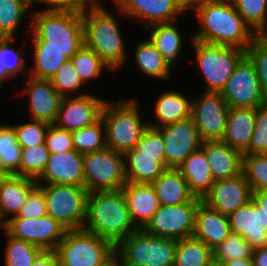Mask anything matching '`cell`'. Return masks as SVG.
I'll list each match as a JSON object with an SVG mask.
<instances>
[{"label":"cell","mask_w":267,"mask_h":266,"mask_svg":"<svg viewBox=\"0 0 267 266\" xmlns=\"http://www.w3.org/2000/svg\"><path fill=\"white\" fill-rule=\"evenodd\" d=\"M83 229L115 246L137 230L121 189L88 193Z\"/></svg>","instance_id":"obj_2"},{"label":"cell","mask_w":267,"mask_h":266,"mask_svg":"<svg viewBox=\"0 0 267 266\" xmlns=\"http://www.w3.org/2000/svg\"><path fill=\"white\" fill-rule=\"evenodd\" d=\"M1 230L8 238L3 247L5 248L3 254L5 266H31L35 258L43 251L42 248L32 243L13 238L3 228Z\"/></svg>","instance_id":"obj_39"},{"label":"cell","mask_w":267,"mask_h":266,"mask_svg":"<svg viewBox=\"0 0 267 266\" xmlns=\"http://www.w3.org/2000/svg\"><path fill=\"white\" fill-rule=\"evenodd\" d=\"M242 173L253 193L267 191V155L243 154Z\"/></svg>","instance_id":"obj_41"},{"label":"cell","mask_w":267,"mask_h":266,"mask_svg":"<svg viewBox=\"0 0 267 266\" xmlns=\"http://www.w3.org/2000/svg\"><path fill=\"white\" fill-rule=\"evenodd\" d=\"M102 99L91 92L81 96L63 97L54 124L73 132L97 122L107 101Z\"/></svg>","instance_id":"obj_17"},{"label":"cell","mask_w":267,"mask_h":266,"mask_svg":"<svg viewBox=\"0 0 267 266\" xmlns=\"http://www.w3.org/2000/svg\"><path fill=\"white\" fill-rule=\"evenodd\" d=\"M29 33L33 32L39 39L45 41V47H53L71 57L84 44V29L82 14L60 11H33Z\"/></svg>","instance_id":"obj_4"},{"label":"cell","mask_w":267,"mask_h":266,"mask_svg":"<svg viewBox=\"0 0 267 266\" xmlns=\"http://www.w3.org/2000/svg\"><path fill=\"white\" fill-rule=\"evenodd\" d=\"M152 185L160 205L173 206L189 201H202L190 191L186 180L177 168L166 169Z\"/></svg>","instance_id":"obj_28"},{"label":"cell","mask_w":267,"mask_h":266,"mask_svg":"<svg viewBox=\"0 0 267 266\" xmlns=\"http://www.w3.org/2000/svg\"><path fill=\"white\" fill-rule=\"evenodd\" d=\"M71 134L74 150L78 153L86 154L107 147L105 126L102 117L97 122L83 129L73 131Z\"/></svg>","instance_id":"obj_38"},{"label":"cell","mask_w":267,"mask_h":266,"mask_svg":"<svg viewBox=\"0 0 267 266\" xmlns=\"http://www.w3.org/2000/svg\"><path fill=\"white\" fill-rule=\"evenodd\" d=\"M8 176L9 174L2 167H0V186Z\"/></svg>","instance_id":"obj_59"},{"label":"cell","mask_w":267,"mask_h":266,"mask_svg":"<svg viewBox=\"0 0 267 266\" xmlns=\"http://www.w3.org/2000/svg\"><path fill=\"white\" fill-rule=\"evenodd\" d=\"M258 35H260V36H267V25H266V27Z\"/></svg>","instance_id":"obj_60"},{"label":"cell","mask_w":267,"mask_h":266,"mask_svg":"<svg viewBox=\"0 0 267 266\" xmlns=\"http://www.w3.org/2000/svg\"><path fill=\"white\" fill-rule=\"evenodd\" d=\"M181 7L189 13L197 4L200 0H176Z\"/></svg>","instance_id":"obj_58"},{"label":"cell","mask_w":267,"mask_h":266,"mask_svg":"<svg viewBox=\"0 0 267 266\" xmlns=\"http://www.w3.org/2000/svg\"><path fill=\"white\" fill-rule=\"evenodd\" d=\"M253 249L245 239L238 234L230 235L214 250V264L237 259H251Z\"/></svg>","instance_id":"obj_43"},{"label":"cell","mask_w":267,"mask_h":266,"mask_svg":"<svg viewBox=\"0 0 267 266\" xmlns=\"http://www.w3.org/2000/svg\"><path fill=\"white\" fill-rule=\"evenodd\" d=\"M37 185L36 180L18 175H9L3 181L0 186V224L2 226L17 215L26 203L29 193Z\"/></svg>","instance_id":"obj_26"},{"label":"cell","mask_w":267,"mask_h":266,"mask_svg":"<svg viewBox=\"0 0 267 266\" xmlns=\"http://www.w3.org/2000/svg\"><path fill=\"white\" fill-rule=\"evenodd\" d=\"M3 229L13 238L43 250H55L67 230L48 214L38 219L10 218Z\"/></svg>","instance_id":"obj_14"},{"label":"cell","mask_w":267,"mask_h":266,"mask_svg":"<svg viewBox=\"0 0 267 266\" xmlns=\"http://www.w3.org/2000/svg\"><path fill=\"white\" fill-rule=\"evenodd\" d=\"M58 266H113L116 246L85 229L66 230L55 249Z\"/></svg>","instance_id":"obj_6"},{"label":"cell","mask_w":267,"mask_h":266,"mask_svg":"<svg viewBox=\"0 0 267 266\" xmlns=\"http://www.w3.org/2000/svg\"><path fill=\"white\" fill-rule=\"evenodd\" d=\"M49 155L46 144L22 148L19 170L14 175L37 180L46 167Z\"/></svg>","instance_id":"obj_40"},{"label":"cell","mask_w":267,"mask_h":266,"mask_svg":"<svg viewBox=\"0 0 267 266\" xmlns=\"http://www.w3.org/2000/svg\"><path fill=\"white\" fill-rule=\"evenodd\" d=\"M30 9L45 4L42 11L75 12L82 14L94 0H28Z\"/></svg>","instance_id":"obj_52"},{"label":"cell","mask_w":267,"mask_h":266,"mask_svg":"<svg viewBox=\"0 0 267 266\" xmlns=\"http://www.w3.org/2000/svg\"><path fill=\"white\" fill-rule=\"evenodd\" d=\"M220 94L229 107L256 108L267 103L256 67L247 54L239 61Z\"/></svg>","instance_id":"obj_11"},{"label":"cell","mask_w":267,"mask_h":266,"mask_svg":"<svg viewBox=\"0 0 267 266\" xmlns=\"http://www.w3.org/2000/svg\"><path fill=\"white\" fill-rule=\"evenodd\" d=\"M124 158L127 182L152 184L166 170L165 157L138 156V151L133 149Z\"/></svg>","instance_id":"obj_30"},{"label":"cell","mask_w":267,"mask_h":266,"mask_svg":"<svg viewBox=\"0 0 267 266\" xmlns=\"http://www.w3.org/2000/svg\"><path fill=\"white\" fill-rule=\"evenodd\" d=\"M255 109L229 107L222 141L242 155L249 150L255 128Z\"/></svg>","instance_id":"obj_25"},{"label":"cell","mask_w":267,"mask_h":266,"mask_svg":"<svg viewBox=\"0 0 267 266\" xmlns=\"http://www.w3.org/2000/svg\"><path fill=\"white\" fill-rule=\"evenodd\" d=\"M216 266H253L252 259H237L229 262H223L220 264H214Z\"/></svg>","instance_id":"obj_57"},{"label":"cell","mask_w":267,"mask_h":266,"mask_svg":"<svg viewBox=\"0 0 267 266\" xmlns=\"http://www.w3.org/2000/svg\"><path fill=\"white\" fill-rule=\"evenodd\" d=\"M252 188L243 173L215 181L202 201L223 215L229 216L252 199Z\"/></svg>","instance_id":"obj_19"},{"label":"cell","mask_w":267,"mask_h":266,"mask_svg":"<svg viewBox=\"0 0 267 266\" xmlns=\"http://www.w3.org/2000/svg\"><path fill=\"white\" fill-rule=\"evenodd\" d=\"M195 61L205 79L204 92L220 93L239 61L246 55L240 48L201 42L191 38Z\"/></svg>","instance_id":"obj_8"},{"label":"cell","mask_w":267,"mask_h":266,"mask_svg":"<svg viewBox=\"0 0 267 266\" xmlns=\"http://www.w3.org/2000/svg\"><path fill=\"white\" fill-rule=\"evenodd\" d=\"M121 190L133 224L144 229L160 206L153 185L126 182Z\"/></svg>","instance_id":"obj_22"},{"label":"cell","mask_w":267,"mask_h":266,"mask_svg":"<svg viewBox=\"0 0 267 266\" xmlns=\"http://www.w3.org/2000/svg\"><path fill=\"white\" fill-rule=\"evenodd\" d=\"M200 149L209 163L214 181L242 173V154L222 140L203 141Z\"/></svg>","instance_id":"obj_24"},{"label":"cell","mask_w":267,"mask_h":266,"mask_svg":"<svg viewBox=\"0 0 267 266\" xmlns=\"http://www.w3.org/2000/svg\"><path fill=\"white\" fill-rule=\"evenodd\" d=\"M117 14L145 23L144 29L157 23L178 21L188 13L176 0H112Z\"/></svg>","instance_id":"obj_15"},{"label":"cell","mask_w":267,"mask_h":266,"mask_svg":"<svg viewBox=\"0 0 267 266\" xmlns=\"http://www.w3.org/2000/svg\"><path fill=\"white\" fill-rule=\"evenodd\" d=\"M31 36L33 65L29 66L28 75L40 79H51L59 67L69 59L63 51L45 47V41L39 39L33 32Z\"/></svg>","instance_id":"obj_33"},{"label":"cell","mask_w":267,"mask_h":266,"mask_svg":"<svg viewBox=\"0 0 267 266\" xmlns=\"http://www.w3.org/2000/svg\"><path fill=\"white\" fill-rule=\"evenodd\" d=\"M177 169L195 197L203 199L215 183L209 163L200 148L192 152Z\"/></svg>","instance_id":"obj_29"},{"label":"cell","mask_w":267,"mask_h":266,"mask_svg":"<svg viewBox=\"0 0 267 266\" xmlns=\"http://www.w3.org/2000/svg\"><path fill=\"white\" fill-rule=\"evenodd\" d=\"M202 93L191 100L193 123L202 141L222 140L229 106L220 93Z\"/></svg>","instance_id":"obj_12"},{"label":"cell","mask_w":267,"mask_h":266,"mask_svg":"<svg viewBox=\"0 0 267 266\" xmlns=\"http://www.w3.org/2000/svg\"><path fill=\"white\" fill-rule=\"evenodd\" d=\"M47 214L44 191L37 185L30 193L26 203L12 218L38 219Z\"/></svg>","instance_id":"obj_50"},{"label":"cell","mask_w":267,"mask_h":266,"mask_svg":"<svg viewBox=\"0 0 267 266\" xmlns=\"http://www.w3.org/2000/svg\"><path fill=\"white\" fill-rule=\"evenodd\" d=\"M22 148L13 125L0 124V167L9 175L19 170Z\"/></svg>","instance_id":"obj_35"},{"label":"cell","mask_w":267,"mask_h":266,"mask_svg":"<svg viewBox=\"0 0 267 266\" xmlns=\"http://www.w3.org/2000/svg\"><path fill=\"white\" fill-rule=\"evenodd\" d=\"M50 80L62 97L75 96V94L76 96L87 94L78 93L85 84L81 80L70 59L59 67L56 74Z\"/></svg>","instance_id":"obj_44"},{"label":"cell","mask_w":267,"mask_h":266,"mask_svg":"<svg viewBox=\"0 0 267 266\" xmlns=\"http://www.w3.org/2000/svg\"><path fill=\"white\" fill-rule=\"evenodd\" d=\"M45 144L50 153L74 150L71 132L49 124L45 135Z\"/></svg>","instance_id":"obj_51"},{"label":"cell","mask_w":267,"mask_h":266,"mask_svg":"<svg viewBox=\"0 0 267 266\" xmlns=\"http://www.w3.org/2000/svg\"><path fill=\"white\" fill-rule=\"evenodd\" d=\"M252 200L267 215V191L253 193Z\"/></svg>","instance_id":"obj_55"},{"label":"cell","mask_w":267,"mask_h":266,"mask_svg":"<svg viewBox=\"0 0 267 266\" xmlns=\"http://www.w3.org/2000/svg\"><path fill=\"white\" fill-rule=\"evenodd\" d=\"M251 259L253 266H267V246L254 249Z\"/></svg>","instance_id":"obj_54"},{"label":"cell","mask_w":267,"mask_h":266,"mask_svg":"<svg viewBox=\"0 0 267 266\" xmlns=\"http://www.w3.org/2000/svg\"><path fill=\"white\" fill-rule=\"evenodd\" d=\"M17 142L21 148L34 147L45 144V135L49 124L43 121L31 120L25 123L13 125Z\"/></svg>","instance_id":"obj_46"},{"label":"cell","mask_w":267,"mask_h":266,"mask_svg":"<svg viewBox=\"0 0 267 266\" xmlns=\"http://www.w3.org/2000/svg\"><path fill=\"white\" fill-rule=\"evenodd\" d=\"M178 21L157 23L147 27L149 39L173 68L183 51V36L175 23Z\"/></svg>","instance_id":"obj_32"},{"label":"cell","mask_w":267,"mask_h":266,"mask_svg":"<svg viewBox=\"0 0 267 266\" xmlns=\"http://www.w3.org/2000/svg\"><path fill=\"white\" fill-rule=\"evenodd\" d=\"M31 266H58V258L55 250H43L35 258Z\"/></svg>","instance_id":"obj_53"},{"label":"cell","mask_w":267,"mask_h":266,"mask_svg":"<svg viewBox=\"0 0 267 266\" xmlns=\"http://www.w3.org/2000/svg\"><path fill=\"white\" fill-rule=\"evenodd\" d=\"M46 199L47 214L67 230L82 229L86 220L88 191L75 185H38Z\"/></svg>","instance_id":"obj_10"},{"label":"cell","mask_w":267,"mask_h":266,"mask_svg":"<svg viewBox=\"0 0 267 266\" xmlns=\"http://www.w3.org/2000/svg\"><path fill=\"white\" fill-rule=\"evenodd\" d=\"M231 233L229 218L201 201L195 214L193 237L214 250Z\"/></svg>","instance_id":"obj_23"},{"label":"cell","mask_w":267,"mask_h":266,"mask_svg":"<svg viewBox=\"0 0 267 266\" xmlns=\"http://www.w3.org/2000/svg\"><path fill=\"white\" fill-rule=\"evenodd\" d=\"M84 44L92 49L113 71L124 67L126 45L114 14L94 0L82 13Z\"/></svg>","instance_id":"obj_3"},{"label":"cell","mask_w":267,"mask_h":266,"mask_svg":"<svg viewBox=\"0 0 267 266\" xmlns=\"http://www.w3.org/2000/svg\"><path fill=\"white\" fill-rule=\"evenodd\" d=\"M177 240L137 229L116 246L119 266H174Z\"/></svg>","instance_id":"obj_7"},{"label":"cell","mask_w":267,"mask_h":266,"mask_svg":"<svg viewBox=\"0 0 267 266\" xmlns=\"http://www.w3.org/2000/svg\"><path fill=\"white\" fill-rule=\"evenodd\" d=\"M188 14L198 18L201 26L192 38L201 42L247 51L256 35L230 0H200Z\"/></svg>","instance_id":"obj_1"},{"label":"cell","mask_w":267,"mask_h":266,"mask_svg":"<svg viewBox=\"0 0 267 266\" xmlns=\"http://www.w3.org/2000/svg\"><path fill=\"white\" fill-rule=\"evenodd\" d=\"M21 95L28 96L29 113L31 120L54 124L62 96L57 92L50 79H40L29 76Z\"/></svg>","instance_id":"obj_18"},{"label":"cell","mask_w":267,"mask_h":266,"mask_svg":"<svg viewBox=\"0 0 267 266\" xmlns=\"http://www.w3.org/2000/svg\"><path fill=\"white\" fill-rule=\"evenodd\" d=\"M191 100L179 91H163L155 101L153 112L156 118L148 120L149 127L158 129L190 118Z\"/></svg>","instance_id":"obj_27"},{"label":"cell","mask_w":267,"mask_h":266,"mask_svg":"<svg viewBox=\"0 0 267 266\" xmlns=\"http://www.w3.org/2000/svg\"><path fill=\"white\" fill-rule=\"evenodd\" d=\"M214 253L193 236L177 240L174 266H213Z\"/></svg>","instance_id":"obj_34"},{"label":"cell","mask_w":267,"mask_h":266,"mask_svg":"<svg viewBox=\"0 0 267 266\" xmlns=\"http://www.w3.org/2000/svg\"><path fill=\"white\" fill-rule=\"evenodd\" d=\"M84 84L102 76V72L113 70L85 44L70 59Z\"/></svg>","instance_id":"obj_37"},{"label":"cell","mask_w":267,"mask_h":266,"mask_svg":"<svg viewBox=\"0 0 267 266\" xmlns=\"http://www.w3.org/2000/svg\"><path fill=\"white\" fill-rule=\"evenodd\" d=\"M84 187L88 193L120 190L126 181L124 154L106 147L83 156Z\"/></svg>","instance_id":"obj_9"},{"label":"cell","mask_w":267,"mask_h":266,"mask_svg":"<svg viewBox=\"0 0 267 266\" xmlns=\"http://www.w3.org/2000/svg\"><path fill=\"white\" fill-rule=\"evenodd\" d=\"M134 149L138 151V156L165 157L163 136L151 127L144 132Z\"/></svg>","instance_id":"obj_49"},{"label":"cell","mask_w":267,"mask_h":266,"mask_svg":"<svg viewBox=\"0 0 267 266\" xmlns=\"http://www.w3.org/2000/svg\"><path fill=\"white\" fill-rule=\"evenodd\" d=\"M134 64L136 69L143 75L166 81L171 77L172 67L157 50L154 43L149 39L140 40L134 47Z\"/></svg>","instance_id":"obj_31"},{"label":"cell","mask_w":267,"mask_h":266,"mask_svg":"<svg viewBox=\"0 0 267 266\" xmlns=\"http://www.w3.org/2000/svg\"><path fill=\"white\" fill-rule=\"evenodd\" d=\"M15 42L14 37H2V61L3 68H6L7 73L12 77H16L19 73L26 72L29 67L25 61V46H27L26 40L22 42L23 49H14L12 43ZM22 71V72H21Z\"/></svg>","instance_id":"obj_45"},{"label":"cell","mask_w":267,"mask_h":266,"mask_svg":"<svg viewBox=\"0 0 267 266\" xmlns=\"http://www.w3.org/2000/svg\"><path fill=\"white\" fill-rule=\"evenodd\" d=\"M28 0H0V37H14L28 13H32Z\"/></svg>","instance_id":"obj_36"},{"label":"cell","mask_w":267,"mask_h":266,"mask_svg":"<svg viewBox=\"0 0 267 266\" xmlns=\"http://www.w3.org/2000/svg\"><path fill=\"white\" fill-rule=\"evenodd\" d=\"M255 128L245 154L267 155V103L255 109Z\"/></svg>","instance_id":"obj_48"},{"label":"cell","mask_w":267,"mask_h":266,"mask_svg":"<svg viewBox=\"0 0 267 266\" xmlns=\"http://www.w3.org/2000/svg\"><path fill=\"white\" fill-rule=\"evenodd\" d=\"M201 201H189L173 206L160 205L144 230L154 236L172 239L191 237L195 228V214Z\"/></svg>","instance_id":"obj_13"},{"label":"cell","mask_w":267,"mask_h":266,"mask_svg":"<svg viewBox=\"0 0 267 266\" xmlns=\"http://www.w3.org/2000/svg\"><path fill=\"white\" fill-rule=\"evenodd\" d=\"M255 34L267 25V0H230Z\"/></svg>","instance_id":"obj_42"},{"label":"cell","mask_w":267,"mask_h":266,"mask_svg":"<svg viewBox=\"0 0 267 266\" xmlns=\"http://www.w3.org/2000/svg\"><path fill=\"white\" fill-rule=\"evenodd\" d=\"M228 218L231 233L241 235L253 250L267 246V215L252 199Z\"/></svg>","instance_id":"obj_21"},{"label":"cell","mask_w":267,"mask_h":266,"mask_svg":"<svg viewBox=\"0 0 267 266\" xmlns=\"http://www.w3.org/2000/svg\"><path fill=\"white\" fill-rule=\"evenodd\" d=\"M12 78L8 73L6 68H3L2 61V37H0V89L7 83V80Z\"/></svg>","instance_id":"obj_56"},{"label":"cell","mask_w":267,"mask_h":266,"mask_svg":"<svg viewBox=\"0 0 267 266\" xmlns=\"http://www.w3.org/2000/svg\"><path fill=\"white\" fill-rule=\"evenodd\" d=\"M137 98L119 99L111 103L106 101L102 110L107 147L125 154L133 150L144 132L149 128L142 121Z\"/></svg>","instance_id":"obj_5"},{"label":"cell","mask_w":267,"mask_h":266,"mask_svg":"<svg viewBox=\"0 0 267 266\" xmlns=\"http://www.w3.org/2000/svg\"><path fill=\"white\" fill-rule=\"evenodd\" d=\"M83 156L76 150L50 153L46 167L36 183L84 187Z\"/></svg>","instance_id":"obj_20"},{"label":"cell","mask_w":267,"mask_h":266,"mask_svg":"<svg viewBox=\"0 0 267 266\" xmlns=\"http://www.w3.org/2000/svg\"><path fill=\"white\" fill-rule=\"evenodd\" d=\"M246 54L256 67L261 91L267 99V39L256 34Z\"/></svg>","instance_id":"obj_47"},{"label":"cell","mask_w":267,"mask_h":266,"mask_svg":"<svg viewBox=\"0 0 267 266\" xmlns=\"http://www.w3.org/2000/svg\"><path fill=\"white\" fill-rule=\"evenodd\" d=\"M157 130L163 136L166 169L177 168L203 142L191 117Z\"/></svg>","instance_id":"obj_16"}]
</instances>
